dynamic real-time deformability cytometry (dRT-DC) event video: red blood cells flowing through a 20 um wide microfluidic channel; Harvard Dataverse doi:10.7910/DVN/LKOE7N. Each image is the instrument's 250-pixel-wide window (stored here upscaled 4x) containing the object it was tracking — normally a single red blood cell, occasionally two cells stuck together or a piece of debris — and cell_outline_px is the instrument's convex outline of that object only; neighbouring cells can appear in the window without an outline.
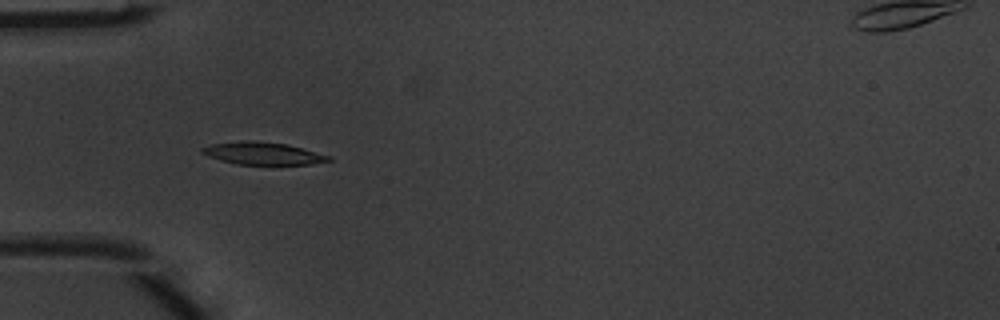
{"species": "common noctule bat (a hibernating species)", "species_latin": "Nyctalus noctula", "temperature_condition": "warm", "stored_images_in_passage": 7, "camera_frame_rate_fps": 3000, "um_per_image_px": 0.085, "animal": {"sex": "male", "body_mass_g": 20.1, "forearm_length_mm": 53.5}, "frame": {"image": 1, "passage_image": 5, "time_ms": 1.333, "image_size_px": [1000, 320], "cell_outline_px": [[332, 160], [312, 164], [272, 168], [236, 164], [220, 160], [208, 156], [200, 152], [200, 148], [212, 144], [252, 140], [288, 144], [332, 156]], "centroid_in_image_um": [22.42, 13.1], "position_along_channel_um": 62.6, "area_um2": 17.57}}
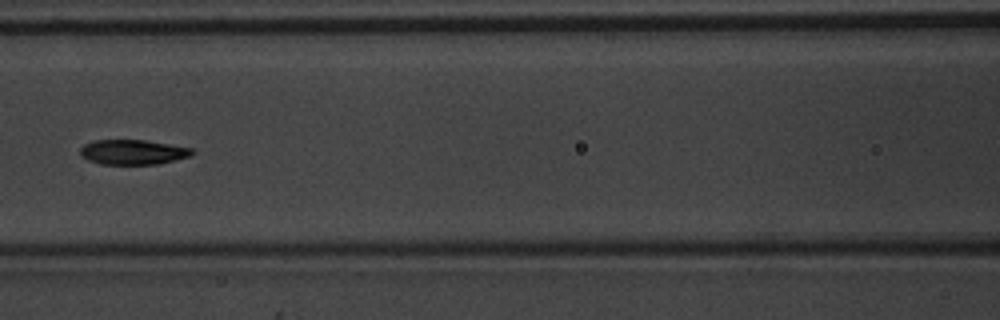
{"frame": {"image": 2, "passage_image": 7, "time_ms": 2.0, "image_size_px": [1000, 320], "cell_outline_px": [[196, 152], [192, 156], [176, 160], [156, 164], [100, 164], [88, 160], [80, 156], [80, 148], [84, 144], [96, 140], [144, 140], [192, 148]], "centroid_in_image_um": [11.31, 12.93], "position_along_channel_um": 155.3, "area_um2": 16.3}}